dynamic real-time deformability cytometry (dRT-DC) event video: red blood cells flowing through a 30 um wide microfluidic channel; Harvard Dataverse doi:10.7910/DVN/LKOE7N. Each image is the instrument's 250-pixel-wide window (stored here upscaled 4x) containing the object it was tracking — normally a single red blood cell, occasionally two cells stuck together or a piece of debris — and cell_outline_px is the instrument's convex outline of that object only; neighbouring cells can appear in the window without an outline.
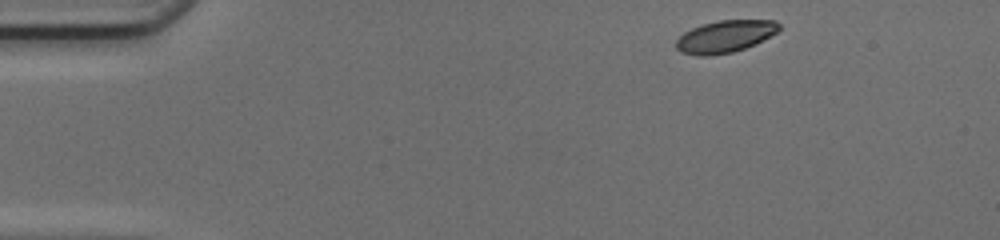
{"species": "common noctule bat (a hibernating species)", "species_latin": "Nyctalus noctula", "temperature_condition": "cold", "stored_images_in_passage": 43, "camera_frame_rate_fps": 3000, "um_per_image_px": 0.085, "animal": {"sex": "female", "body_mass_g": 17.0, "forearm_length_mm": 48.0}, "frame": {"image": 1, "passage_image": 1, "time_ms": 0.0, "image_size_px": [1000, 240], "cell_outline_px": [[780, 28], [776, 32], [756, 44], [732, 52], [708, 56], [696, 56], [680, 52], [676, 48], [676, 40], [684, 32], [692, 28], [704, 24], [720, 20], [776, 20], [780, 24]], "centroid_in_image_um": [61.62, 3.1], "position_along_channel_um": 23.4, "area_um2": 19.25}}
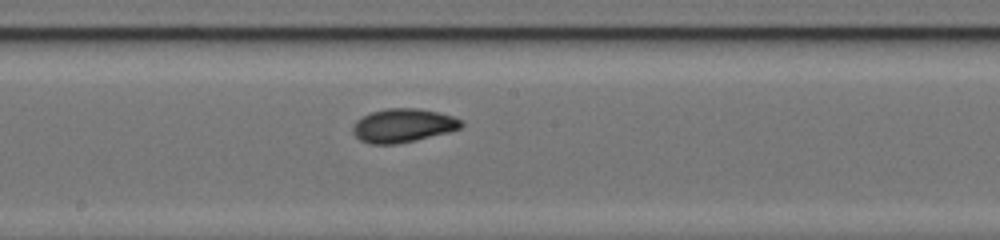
{"frame": {"image": 2, "passage_image": 21, "time_ms": 6.667, "image_size_px": [1000, 240], "cell_outline_px": [[464, 124], [460, 128], [448, 132], [416, 140], [396, 144], [368, 144], [360, 140], [352, 132], [352, 128], [356, 120], [372, 112], [384, 108], [416, 108], [436, 112], [452, 116], [464, 120]], "centroid_in_image_um": [34.25, 10.67], "position_along_channel_um": 213.9, "area_um2": 21.27}}
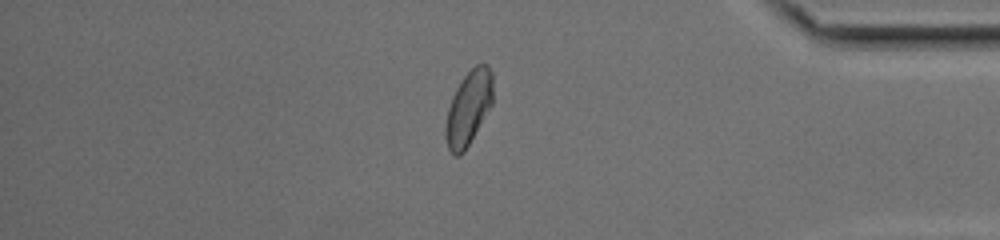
{"frame": {"image": 3, "passage_image": 36, "time_ms": 11.667, "image_size_px": [1000, 240], "cell_outline_px": [[492, 104], [464, 152], [460, 156], [452, 156], [448, 148], [444, 136], [444, 128], [448, 108], [452, 96], [456, 88], [464, 76], [476, 64], [488, 64], [492, 72]], "centroid_in_image_um": [39.8, 9.2], "position_along_channel_um": 395.4, "area_um2": 20.52}, "authors_computed_cell_mechanics": {"area_um2": 20.4034, "velocity_mm_per_s": 4.2019, "shape_relaxation_time_tau1_ms": 4.0686, "shape_relaxation_time_tau2_ms": 1.3874, "deformation_change_tau1": 0.1289, "deformation_change_tau2": 0.0583}}